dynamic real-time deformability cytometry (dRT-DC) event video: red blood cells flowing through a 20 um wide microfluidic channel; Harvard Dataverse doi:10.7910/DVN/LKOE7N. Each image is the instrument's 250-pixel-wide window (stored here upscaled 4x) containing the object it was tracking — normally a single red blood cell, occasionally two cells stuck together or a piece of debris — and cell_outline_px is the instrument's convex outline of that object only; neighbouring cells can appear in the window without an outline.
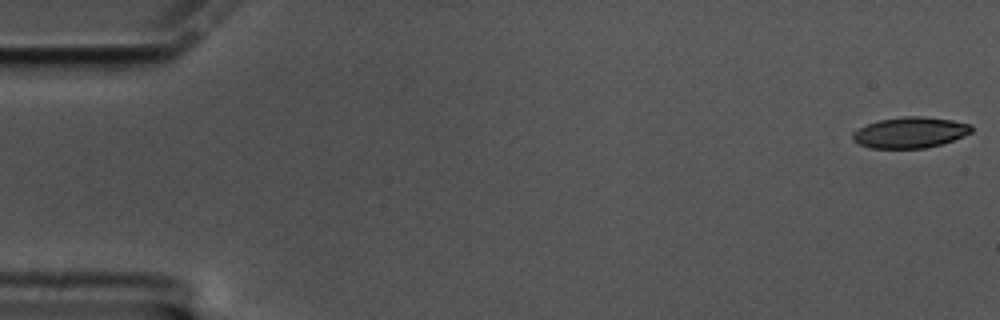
{"species": "common noctule bat (a hibernating species)", "species_latin": "Nyctalus noctula", "temperature_condition": "cold", "stored_images_in_passage": 16, "camera_frame_rate_fps": 3000, "um_per_image_px": 0.085, "animal": {"sex": "male", "body_mass_g": 17.5, "forearm_length_mm": 52.3}, "frame": {"image": 1, "passage_image": 1, "time_ms": 0.0, "image_size_px": [1000, 320], "cell_outline_px": [[972, 132], [964, 136], [940, 144], [924, 148], [868, 148], [852, 140], [852, 132], [868, 124], [880, 120], [900, 116], [928, 116], [952, 120], [972, 124]], "centroid_in_image_um": [77.37, 11.25], "position_along_channel_um": 7.6, "area_um2": 21.44}}
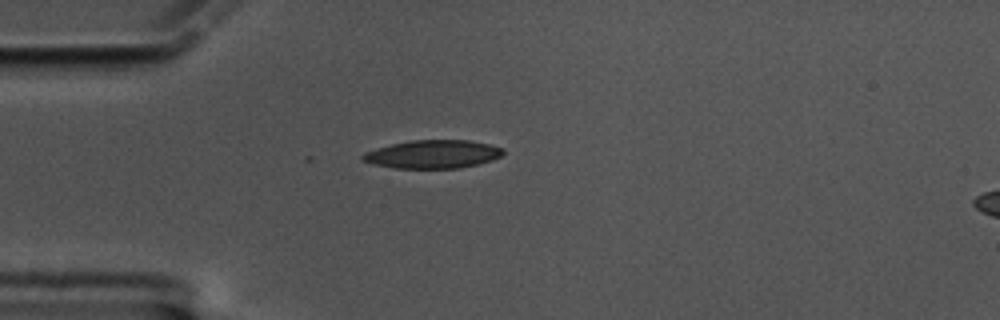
{"frame": {"image": 2, "passage_image": 16, "time_ms": 5.0, "image_size_px": [1000, 320], "cell_outline_px": [[504, 152], [500, 156], [492, 160], [460, 168], [396, 168], [372, 164], [360, 160], [360, 156], [364, 152], [376, 148], [392, 144], [412, 140], [468, 140], [488, 144], [504, 148]], "centroid_in_image_um": [36.75, 13.11], "position_along_channel_um": 48.2, "area_um2": 23.12}}